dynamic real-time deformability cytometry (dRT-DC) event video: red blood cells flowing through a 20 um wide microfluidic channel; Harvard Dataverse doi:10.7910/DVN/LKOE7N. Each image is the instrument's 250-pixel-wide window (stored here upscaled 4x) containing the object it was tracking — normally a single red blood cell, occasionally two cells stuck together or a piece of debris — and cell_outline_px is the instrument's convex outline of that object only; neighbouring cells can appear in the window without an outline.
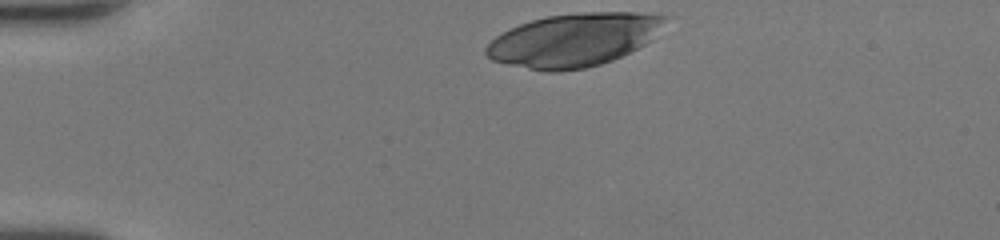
{"species": "human", "species_latin": "Homo sapiens", "temperature_condition": "room temperature", "stored_images_in_passage": 31, "camera_frame_rate_fps": 3000, "um_per_image_px": 0.085, "donor": {"sex": "female"}, "frame": {"image": 1, "passage_image": 1, "time_ms": 0.0, "image_size_px": [1000, 240], "cell_outline_px": [[672, 16], [652, 40], [612, 60], [600, 64], [584, 68], [556, 72], [548, 72], [508, 64], [492, 60], [484, 52], [484, 48], [496, 36], [520, 24], [544, 16], [584, 12], [636, 12]], "centroid_in_image_um": [48.81, 3.38], "position_along_channel_um": 36.2, "area_um2": 55.37}}